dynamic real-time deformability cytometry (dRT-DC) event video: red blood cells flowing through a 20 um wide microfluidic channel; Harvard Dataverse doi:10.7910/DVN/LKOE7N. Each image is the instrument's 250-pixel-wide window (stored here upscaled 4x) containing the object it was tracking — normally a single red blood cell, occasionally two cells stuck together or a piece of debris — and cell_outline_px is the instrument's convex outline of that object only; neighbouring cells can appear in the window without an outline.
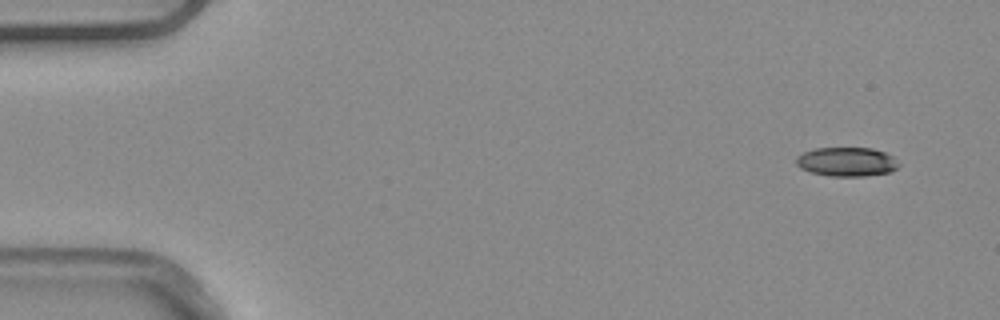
{"species": "common noctule bat (a hibernating species)", "species_latin": "Nyctalus noctula", "temperature_condition": "warm", "stored_images_in_passage": 8, "camera_frame_rate_fps": 3000, "um_per_image_px": 0.085, "animal": {"sex": "male", "body_mass_g": 20.4}, "frame": {"image": 1, "passage_image": 1, "time_ms": 0.0, "image_size_px": [1000, 320], "cell_outline_px": [[900, 164], [892, 172], [864, 176], [828, 176], [812, 172], [800, 168], [796, 164], [796, 156], [804, 152], [816, 148], [872, 148], [884, 152], [892, 156]], "centroid_in_image_um": [71.97, 13.75], "position_along_channel_um": 13.0, "area_um2": 17.4}}
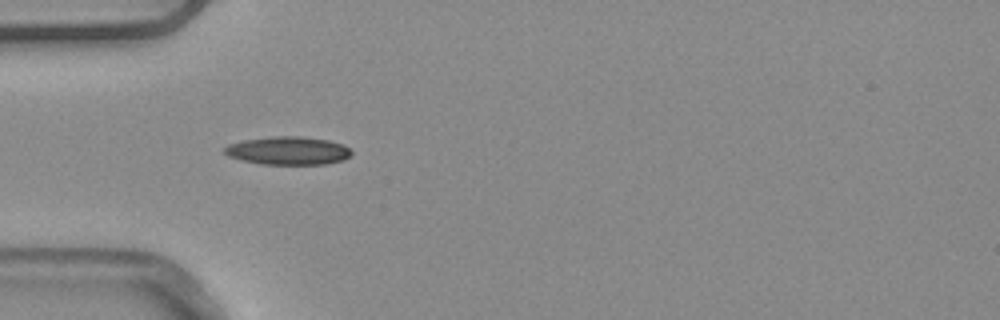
{"frame": {"image": 2, "passage_image": 4, "time_ms": 1.0, "image_size_px": [1000, 320], "cell_outline_px": [[352, 152], [344, 160], [324, 164], [260, 164], [240, 160], [228, 156], [224, 152], [224, 148], [228, 144], [244, 140], [276, 136], [300, 136], [328, 140], [344, 144]], "centroid_in_image_um": [24.47, 12.81], "position_along_channel_um": 60.5, "area_um2": 20.81}}
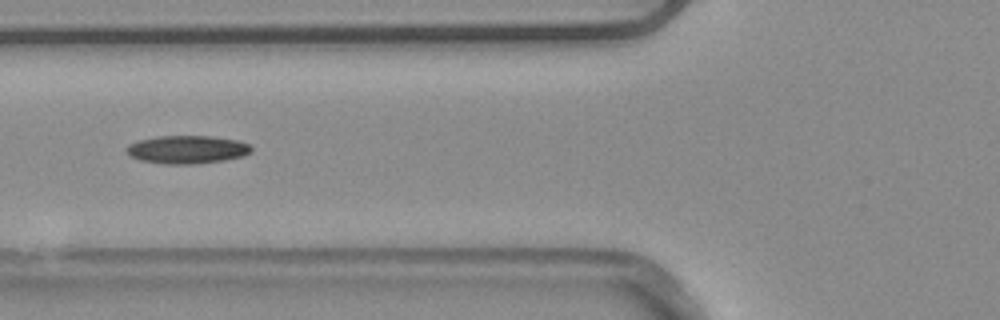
{"frame": {"image": 3, "passage_image": 5, "time_ms": 1.333, "image_size_px": [1000, 320], "cell_outline_px": [[252, 152], [244, 156], [224, 160], [196, 164], [164, 164], [140, 160], [128, 156], [128, 144], [140, 140], [160, 136], [212, 136], [236, 140], [248, 144], [252, 148]], "centroid_in_image_um": [15.92, 12.72], "position_along_channel_um": 109.9, "area_um2": 20.4}}